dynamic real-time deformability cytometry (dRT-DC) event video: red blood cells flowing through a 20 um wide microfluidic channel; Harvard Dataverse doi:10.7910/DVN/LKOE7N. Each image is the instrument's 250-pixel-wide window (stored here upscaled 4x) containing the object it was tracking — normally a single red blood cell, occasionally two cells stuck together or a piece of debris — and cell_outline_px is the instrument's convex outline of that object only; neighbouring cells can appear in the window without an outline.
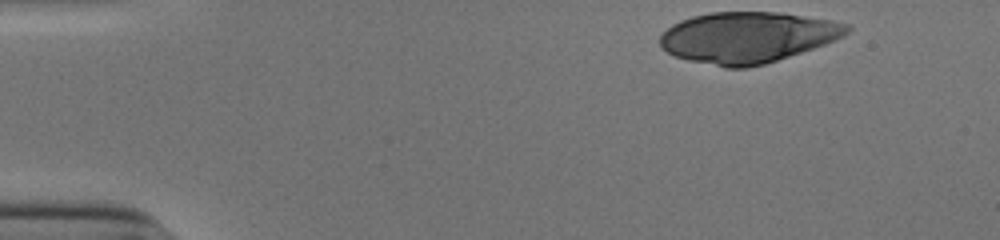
{"species": "human", "species_latin": "Homo sapiens", "temperature_condition": "cold", "stored_images_in_passage": 37, "camera_frame_rate_fps": 3000, "um_per_image_px": 0.085, "donor": {"sex": "male"}, "frame": {"image": 1, "passage_image": 1, "time_ms": 0.0, "image_size_px": [1000, 240], "cell_outline_px": [[852, 28], [844, 36], [824, 44], [764, 64], [748, 68], [724, 68], [688, 60], [676, 56], [660, 48], [660, 36], [672, 24], [680, 20], [692, 16], [712, 12], [780, 12], [832, 20], [848, 24]], "centroid_in_image_um": [63.52, 3.17], "position_along_channel_um": 21.5, "area_um2": 55.49}}